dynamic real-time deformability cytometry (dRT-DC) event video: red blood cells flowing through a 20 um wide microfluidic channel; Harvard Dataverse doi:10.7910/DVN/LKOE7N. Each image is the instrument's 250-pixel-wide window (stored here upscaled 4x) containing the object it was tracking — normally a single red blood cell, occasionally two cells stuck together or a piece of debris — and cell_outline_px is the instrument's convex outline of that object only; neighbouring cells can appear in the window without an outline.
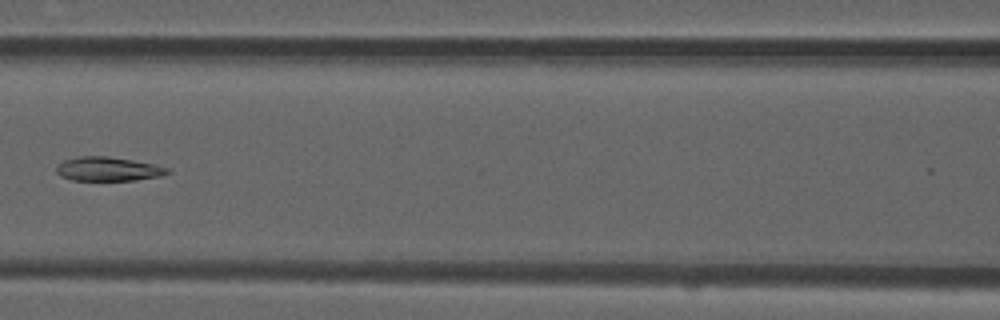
{"species": "common noctule bat (a hibernating species)", "species_latin": "Nyctalus noctula", "temperature_condition": "room temperature", "stored_images_in_passage": 7, "camera_frame_rate_fps": 3000, "um_per_image_px": 0.085, "animal": {"sex": "male", "forearm_length_mm": 52.5}, "frame": {"image": 1, "passage_image": 7, "time_ms": 2.0, "image_size_px": [1000, 320], "cell_outline_px": [[172, 172], [160, 176], [136, 180], [72, 180], [60, 176], [56, 172], [56, 164], [64, 160], [80, 156], [108, 156], [156, 164], [172, 168]], "centroid_in_image_um": [9.22, 14.36], "position_along_channel_um": 157.4, "area_um2": 15.78}}